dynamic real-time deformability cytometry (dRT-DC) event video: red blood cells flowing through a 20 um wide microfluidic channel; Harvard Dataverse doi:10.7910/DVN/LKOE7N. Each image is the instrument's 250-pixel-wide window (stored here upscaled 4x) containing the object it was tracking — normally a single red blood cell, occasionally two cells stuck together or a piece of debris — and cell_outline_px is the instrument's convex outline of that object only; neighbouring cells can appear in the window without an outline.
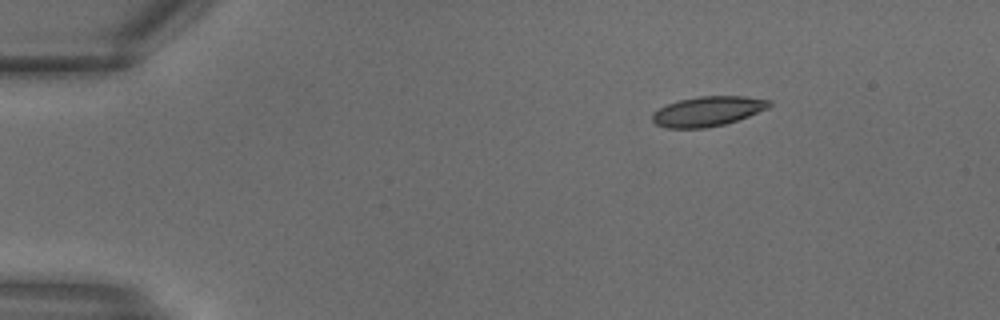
{"species": "common noctule bat (a hibernating species)", "species_latin": "Nyctalus noctula", "temperature_condition": "warm", "stored_images_in_passage": 9, "camera_frame_rate_fps": 3000, "um_per_image_px": 0.085, "animal": {"sex": "male", "body_mass_g": 18.8}, "frame": {"image": 1, "passage_image": 1, "time_ms": 0.0, "image_size_px": [1000, 320], "cell_outline_px": [[772, 104], [768, 108], [748, 116], [724, 124], [704, 128], [668, 128], [656, 124], [652, 120], [652, 112], [668, 104], [680, 100], [700, 96], [744, 96], [772, 100]], "centroid_in_image_um": [60.17, 9.45], "position_along_channel_um": 24.8, "area_um2": 20.17}}